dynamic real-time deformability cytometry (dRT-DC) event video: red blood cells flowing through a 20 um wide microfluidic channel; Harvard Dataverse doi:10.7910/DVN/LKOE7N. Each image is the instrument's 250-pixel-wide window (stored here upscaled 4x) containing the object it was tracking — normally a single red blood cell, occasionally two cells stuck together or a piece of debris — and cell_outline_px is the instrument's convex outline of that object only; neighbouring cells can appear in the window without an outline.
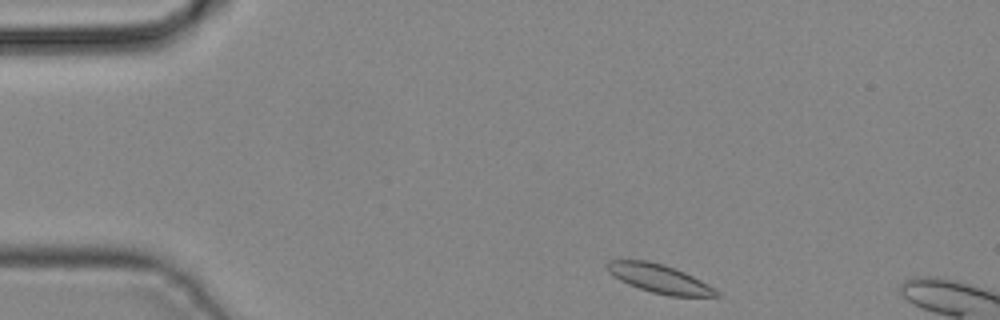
{"species": "common noctule bat (a hibernating species)", "species_latin": "Nyctalus noctula", "temperature_condition": "cold", "stored_images_in_passage": 39, "camera_frame_rate_fps": 3000, "um_per_image_px": 0.085, "animal": {"sex": "male", "body_mass_g": 19.2, "forearm_length_mm": 51.8}, "frame": {"image": 1, "passage_image": 1, "time_ms": 0.0, "image_size_px": [1000, 320], "cell_outline_px": [[720, 296], [668, 296], [652, 292], [628, 284], [620, 280], [608, 272], [604, 264], [608, 260], [648, 260], [664, 264], [676, 268], [716, 288], [720, 292]], "centroid_in_image_um": [56.04, 23.67], "position_along_channel_um": 29.0, "area_um2": 18.32}}
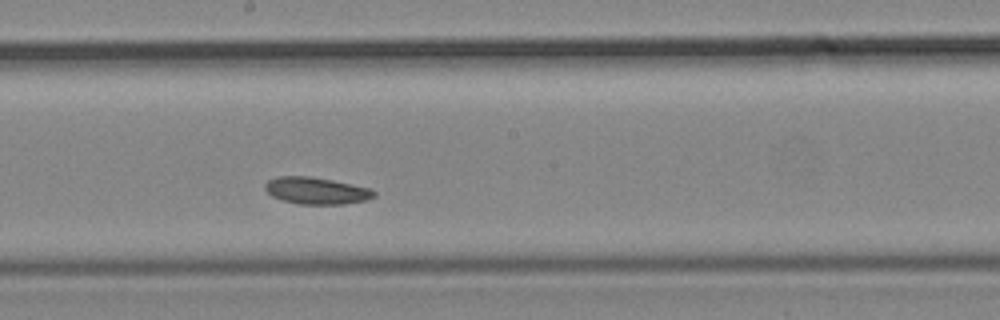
{"frame": {"image": 2, "passage_image": 18, "time_ms": 5.667, "image_size_px": [1000, 320], "cell_outline_px": [[376, 196], [364, 200], [344, 204], [300, 204], [280, 200], [272, 196], [264, 188], [264, 184], [268, 180], [276, 176], [308, 176], [332, 180], [368, 188], [376, 192]], "centroid_in_image_um": [26.84, 16.21], "position_along_channel_um": 221.4, "area_um2": 16.99}}
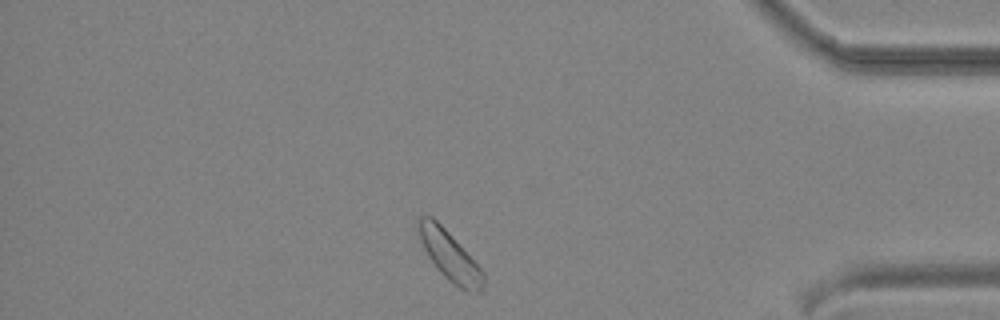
{"frame": {"image": 3, "passage_image": 32, "time_ms": 10.333, "image_size_px": [1000, 320], "cell_outline_px": [[484, 292], [468, 292], [460, 288], [448, 280], [440, 272], [428, 256], [416, 232], [416, 220], [420, 216], [432, 216], [452, 236], [484, 272]], "centroid_in_image_um": [38.2, 21.74], "position_along_channel_um": 397.0, "area_um2": 18.73}}